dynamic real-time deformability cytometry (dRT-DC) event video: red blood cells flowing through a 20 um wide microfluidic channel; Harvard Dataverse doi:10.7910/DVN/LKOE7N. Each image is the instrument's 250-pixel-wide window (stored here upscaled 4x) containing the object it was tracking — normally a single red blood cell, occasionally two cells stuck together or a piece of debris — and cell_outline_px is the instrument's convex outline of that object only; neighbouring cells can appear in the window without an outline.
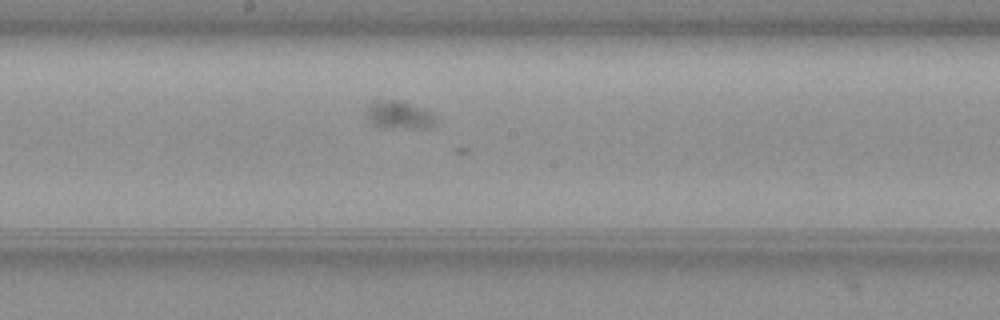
{"species": "common noctule bat (a hibernating species)", "species_latin": "Nyctalus noctula", "temperature_condition": "warm", "stored_images_in_passage": 43, "camera_frame_rate_fps": 3000, "um_per_image_px": 0.085, "animal": {"sex": "female", "body_mass_g": 19.3, "forearm_length_mm": 54.1}, "frame": {"image": 1, "passage_image": 18, "time_ms": 5.667, "image_size_px": [1000, 320], "cell_outline_px": [[436, 116], [432, 124], [428, 128], [376, 124], [368, 116], [368, 104], [372, 100], [396, 100], [412, 104]], "centroid_in_image_um": [33.92, 9.7], "position_along_channel_um": 214.3, "area_um2": 10.23}}
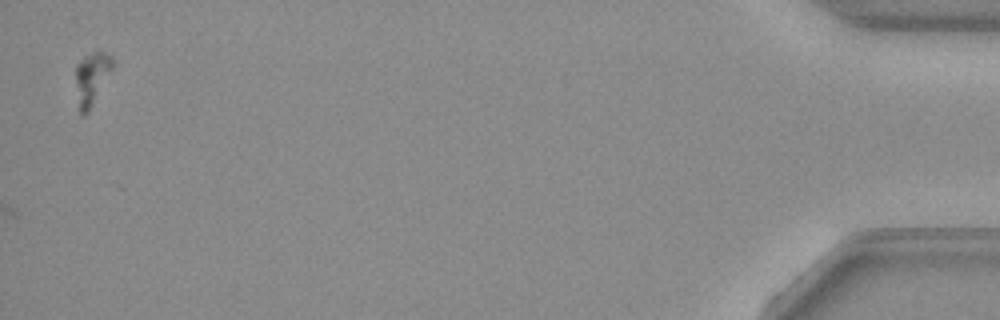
{"frame": {"image": 2, "passage_image": 43, "time_ms": 14.0, "image_size_px": [1000, 320], "cell_outline_px": [[112, 68], [88, 108], [84, 112], [80, 112], [76, 84], [76, 64], [92, 52], [100, 48], [112, 56]], "centroid_in_image_um": [7.8, 6.49], "position_along_channel_um": 427.4, "area_um2": 10.4}}